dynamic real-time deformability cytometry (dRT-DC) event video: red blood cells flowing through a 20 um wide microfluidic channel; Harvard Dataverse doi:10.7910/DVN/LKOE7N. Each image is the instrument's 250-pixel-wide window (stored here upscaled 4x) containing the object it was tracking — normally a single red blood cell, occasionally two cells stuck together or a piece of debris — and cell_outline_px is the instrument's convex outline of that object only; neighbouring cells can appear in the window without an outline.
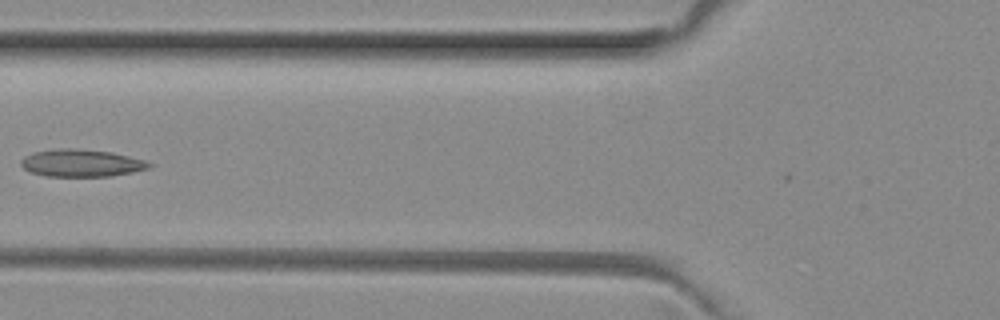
{"species": "common noctule bat (a hibernating species)", "species_latin": "Nyctalus noctula", "temperature_condition": "room temperature", "stored_images_in_passage": 4, "camera_frame_rate_fps": 3000, "um_per_image_px": 0.085, "animal": {"sex": "female", "body_mass_g": 29.2, "forearm_length_mm": 56.3}, "frame": {"image": 1, "passage_image": 3, "time_ms": 0.667, "image_size_px": [1000, 320], "cell_outline_px": [[156, 164], [152, 168], [112, 176], [44, 176], [28, 172], [20, 164], [20, 160], [24, 156], [32, 152], [60, 148], [68, 148], [112, 152], [144, 160]], "centroid_in_image_um": [6.92, 13.86], "position_along_channel_um": 118.9, "area_um2": 20.63}}